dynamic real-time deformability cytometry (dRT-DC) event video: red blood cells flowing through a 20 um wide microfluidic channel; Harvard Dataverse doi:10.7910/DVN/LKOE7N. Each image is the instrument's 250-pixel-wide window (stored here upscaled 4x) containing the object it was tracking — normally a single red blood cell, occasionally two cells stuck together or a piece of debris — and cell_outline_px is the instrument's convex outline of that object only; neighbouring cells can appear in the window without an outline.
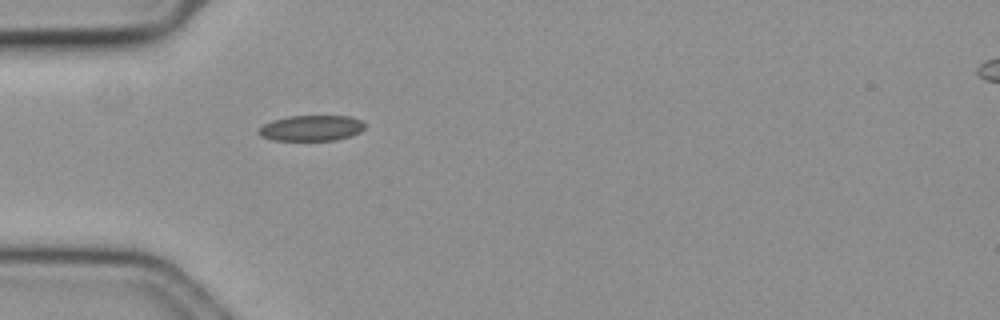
{"species": "common noctule bat (a hibernating species)", "species_latin": "Nyctalus noctula", "temperature_condition": "cold", "stored_images_in_passage": 41, "camera_frame_rate_fps": 3000, "um_per_image_px": 0.085, "animal": {"sex": "female", "body_mass_g": 19.3, "forearm_length_mm": 54.1}, "frame": {"image": 1, "passage_image": 1, "time_ms": 0.0, "image_size_px": [1000, 320], "cell_outline_px": [[364, 128], [360, 132], [336, 140], [272, 140], [260, 136], [256, 132], [264, 124], [272, 120], [288, 116], [352, 116], [360, 120], [364, 124]], "centroid_in_image_um": [26.43, 10.88], "position_along_channel_um": 58.6, "area_um2": 15.84}}
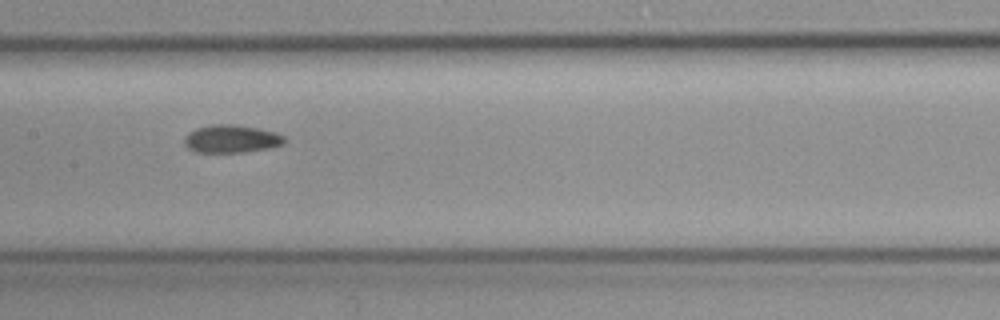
{"frame": {"image": 2, "passage_image": 12, "time_ms": 3.667, "image_size_px": [1000, 320], "cell_outline_px": [[284, 144], [268, 148], [244, 152], [196, 152], [188, 148], [184, 144], [184, 136], [188, 132], [196, 128], [212, 124], [236, 124], [276, 132], [284, 136]], "centroid_in_image_um": [19.63, 11.79], "position_along_channel_um": 187.8, "area_um2": 16.3}}
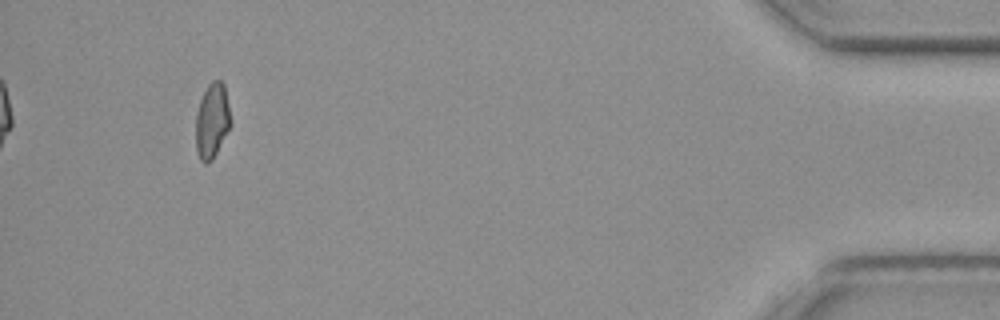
{"frame": {"image": 3, "passage_image": 37, "time_ms": 12.0, "image_size_px": [1000, 320], "cell_outline_px": [[228, 128], [212, 160], [208, 164], [204, 164], [200, 160], [196, 148], [196, 112], [200, 100], [208, 84], [212, 80], [220, 80], [224, 84], [228, 104]], "centroid_in_image_um": [17.97, 10.26], "position_along_channel_um": 417.2, "area_um2": 14.74}, "authors_computed_cell_mechanics": {"area_um2": 15.6638, "velocity_mm_per_s": 3.6415, "shape_relaxation_time_tau1_ms": 3.4725, "shape_relaxation_time_tau2_ms": 4.2478, "deformation_change_tau1": 0.071, "deformation_change_tau2": 0.1095}}